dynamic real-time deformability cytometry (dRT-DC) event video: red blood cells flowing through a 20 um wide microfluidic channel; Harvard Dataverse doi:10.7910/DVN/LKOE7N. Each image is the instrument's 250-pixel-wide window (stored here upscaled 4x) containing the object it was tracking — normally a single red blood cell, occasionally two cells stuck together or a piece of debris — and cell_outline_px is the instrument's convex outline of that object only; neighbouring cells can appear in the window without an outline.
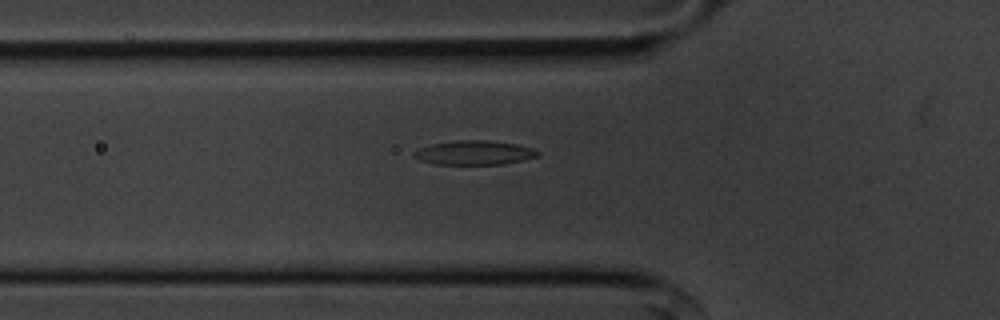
{"species": "common noctule bat (a hibernating species)", "species_latin": "Nyctalus noctula", "temperature_condition": "cold", "stored_images_in_passage": 38, "camera_frame_rate_fps": 3000, "um_per_image_px": 0.085, "animal": {"sex": "male", "body_mass_g": 20.1, "forearm_length_mm": 53.5}, "frame": {"image": 1, "passage_image": 2, "time_ms": 0.333, "image_size_px": [1000, 320], "cell_outline_px": [[540, 156], [504, 164], [436, 164], [420, 160], [412, 156], [412, 152], [420, 148], [432, 144], [456, 140], [488, 140], [516, 144], [532, 148], [540, 152]], "centroid_in_image_um": [40.32, 12.98], "position_along_channel_um": 85.5, "area_um2": 17.46}}
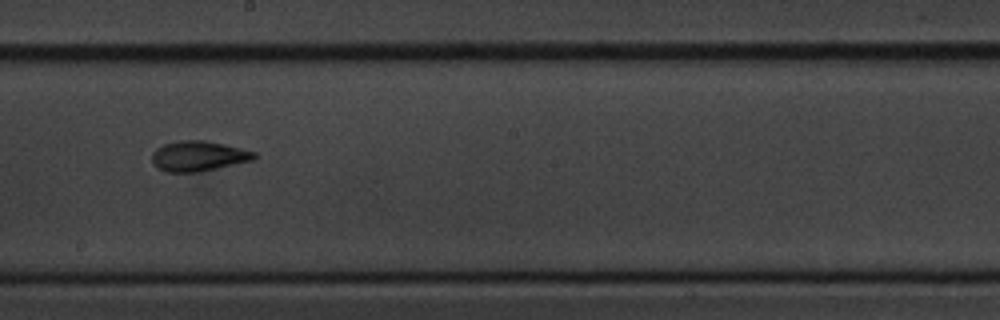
{"frame": {"image": 2, "passage_image": 14, "time_ms": 4.333, "image_size_px": [1000, 320], "cell_outline_px": [[256, 156], [252, 160], [196, 172], [164, 172], [152, 164], [152, 152], [156, 148], [164, 144], [180, 140], [204, 140], [224, 144], [256, 152]], "centroid_in_image_um": [16.81, 13.26], "position_along_channel_um": 231.4, "area_um2": 17.86}}
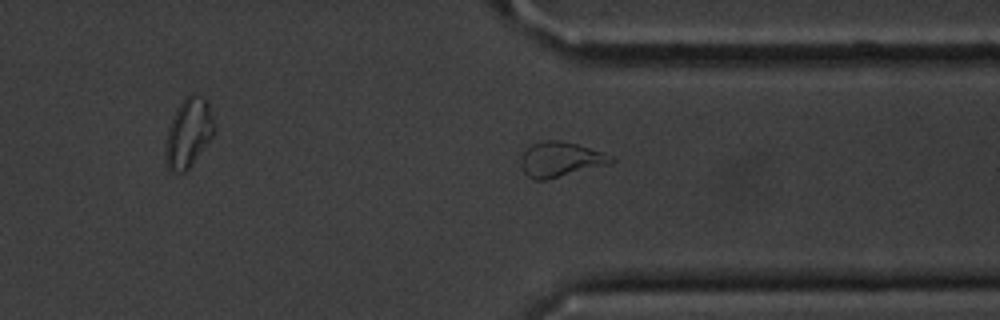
{"frame": {"image": 3, "passage_image": 25, "time_ms": 8.0, "image_size_px": [1000, 320], "cell_outline_px": [[616, 160], [608, 164], [544, 180], [532, 180], [524, 172], [520, 164], [520, 156], [532, 144], [544, 140], [560, 140], [576, 144], [612, 156]], "centroid_in_image_um": [47.58, 13.55], "position_along_channel_um": 363.8, "area_um2": 18.03}}